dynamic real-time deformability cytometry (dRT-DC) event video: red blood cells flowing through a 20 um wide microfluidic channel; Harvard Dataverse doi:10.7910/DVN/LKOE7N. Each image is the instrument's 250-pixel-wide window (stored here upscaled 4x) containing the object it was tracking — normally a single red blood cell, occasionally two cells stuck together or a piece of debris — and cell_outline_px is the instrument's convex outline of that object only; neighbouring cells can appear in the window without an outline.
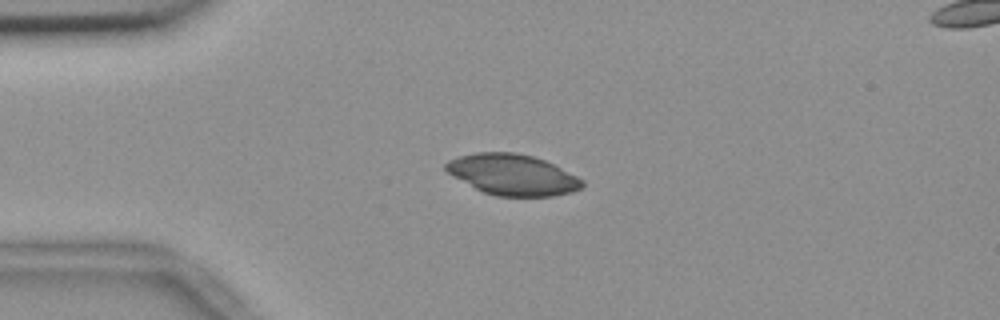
{"species": "common noctule bat (a hibernating species)", "species_latin": "Nyctalus noctula", "temperature_condition": "room temperature", "stored_images_in_passage": 4, "segment_of_instrument_passage": [1, 2], "camera_frame_rate_fps": 3000, "um_per_image_px": 0.085, "animal": {"sex": "female", "body_mass_g": 18.4}, "frame": {"image": 1, "passage_image": 2, "time_ms": 0.333, "image_size_px": [1000, 320], "cell_outline_px": [[584, 184], [580, 188], [572, 192], [552, 196], [496, 196], [484, 192], [452, 176], [444, 168], [444, 164], [448, 160], [460, 156], [476, 152], [516, 152], [532, 156], [544, 160], [584, 180]], "centroid_in_image_um": [43.55, 14.84], "position_along_channel_um": 41.5, "area_um2": 32.25}}